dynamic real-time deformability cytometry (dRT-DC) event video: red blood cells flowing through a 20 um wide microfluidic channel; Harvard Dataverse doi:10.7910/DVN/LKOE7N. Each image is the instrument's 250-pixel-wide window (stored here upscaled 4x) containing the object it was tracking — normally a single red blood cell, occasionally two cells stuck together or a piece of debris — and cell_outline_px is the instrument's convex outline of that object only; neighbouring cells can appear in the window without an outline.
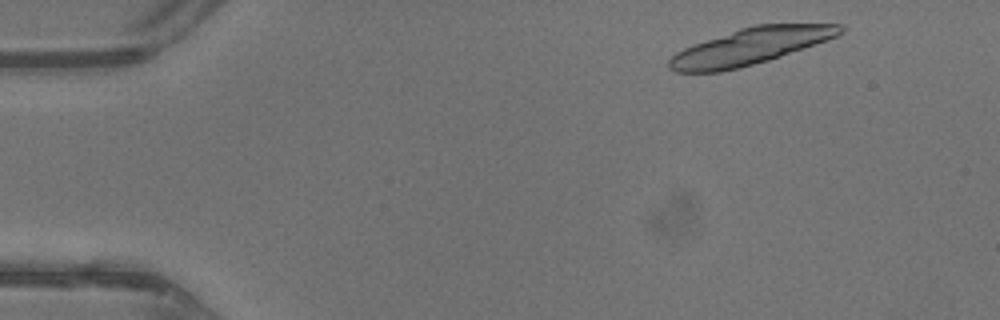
{"species": "common noctule bat (a hibernating species)", "species_latin": "Nyctalus noctula", "temperature_condition": "warm", "stored_images_in_passage": 14, "camera_frame_rate_fps": 3000, "um_per_image_px": 0.085, "animal": {"sex": "male", "body_mass_g": 13.3}, "frame": {"image": 1, "passage_image": 3, "time_ms": 0.667, "image_size_px": [1000, 320], "cell_outline_px": [[844, 32], [836, 36], [768, 60], [720, 72], [676, 72], [668, 68], [668, 60], [676, 52], [692, 44], [740, 28], [756, 24], [844, 24]], "centroid_in_image_um": [63.72, 3.94], "position_along_channel_um": 21.3, "area_um2": 35.84}}